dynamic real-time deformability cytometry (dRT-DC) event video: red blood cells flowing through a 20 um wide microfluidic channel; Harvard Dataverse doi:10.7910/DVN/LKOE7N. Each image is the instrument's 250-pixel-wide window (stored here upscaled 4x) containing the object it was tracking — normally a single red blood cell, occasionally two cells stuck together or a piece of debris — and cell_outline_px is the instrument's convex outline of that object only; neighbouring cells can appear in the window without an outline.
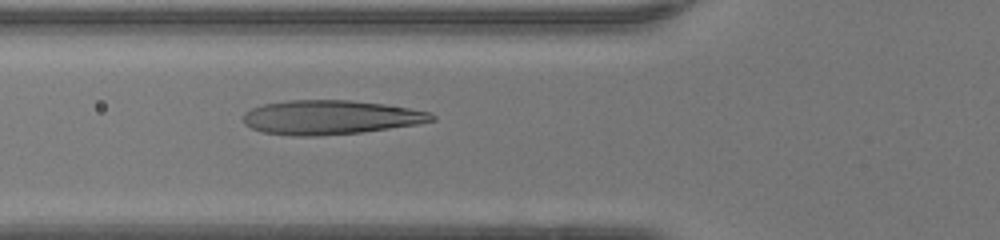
{"species": "human", "species_latin": "Homo sapiens", "temperature_condition": "warm", "stored_images_in_passage": 47, "camera_frame_rate_fps": 3000, "um_per_image_px": 0.085, "donor": {"sex": "female"}, "frame": {"image": 1, "passage_image": 17, "time_ms": 5.333, "image_size_px": [1000, 240], "cell_outline_px": [[436, 120], [416, 124], [364, 132], [316, 136], [292, 136], [264, 132], [252, 128], [244, 124], [244, 112], [252, 108], [264, 104], [288, 100], [348, 100], [384, 104], [432, 112], [436, 116]], "centroid_in_image_um": [28.1, 9.97], "position_along_channel_um": 97.7, "area_um2": 37.57}}
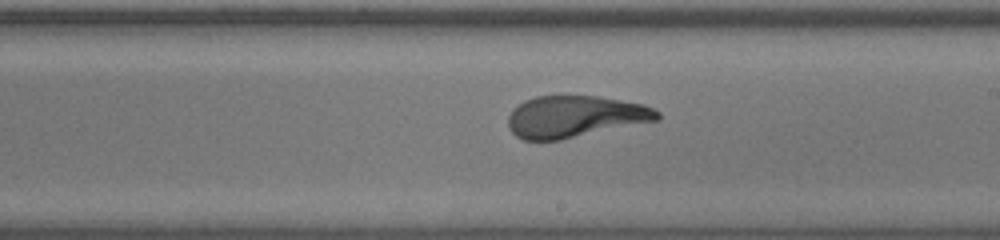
{"frame": {"image": 2, "passage_image": 27, "time_ms": 8.667, "image_size_px": [1000, 240], "cell_outline_px": [[660, 120], [560, 140], [524, 140], [516, 136], [512, 132], [508, 124], [508, 116], [512, 108], [524, 100], [536, 96], [596, 96], [644, 104], [660, 112]], "centroid_in_image_um": [48.87, 9.91], "position_along_channel_um": 240.1, "area_um2": 36.36}}
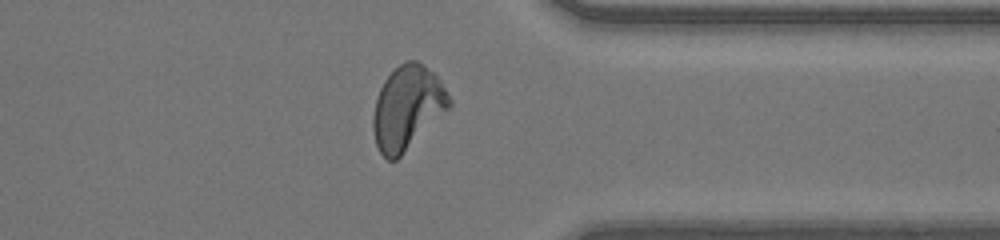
{"frame": {"image": 3, "passage_image": 37, "time_ms": 12.0, "image_size_px": [1000, 240], "cell_outline_px": [[452, 108], [396, 160], [388, 160], [380, 152], [376, 144], [372, 128], [372, 116], [376, 100], [380, 88], [384, 80], [400, 64], [408, 60], [416, 60], [432, 72], [440, 80], [452, 100]], "centroid_in_image_um": [34.65, 9.18], "position_along_channel_um": 376.8, "area_um2": 37.22}}